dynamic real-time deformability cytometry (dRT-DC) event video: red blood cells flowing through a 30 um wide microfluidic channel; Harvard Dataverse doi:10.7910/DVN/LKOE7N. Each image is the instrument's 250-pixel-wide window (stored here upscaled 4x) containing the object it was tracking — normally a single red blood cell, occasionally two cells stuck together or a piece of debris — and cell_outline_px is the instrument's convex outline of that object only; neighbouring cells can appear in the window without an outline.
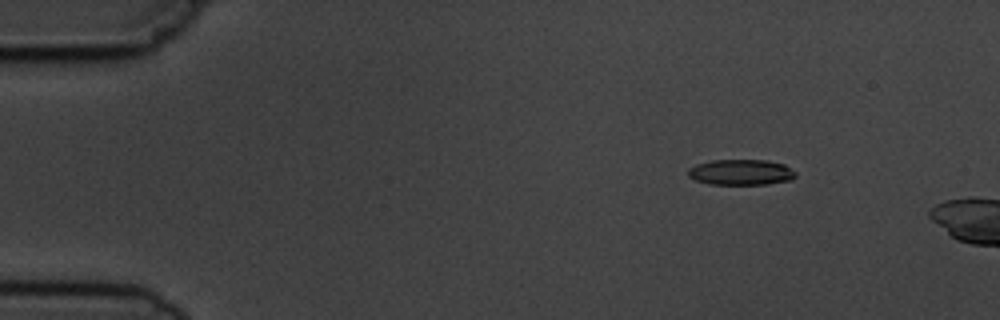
{"species": "common noctule bat (a hibernating species)", "species_latin": "Nyctalus noctula", "temperature_condition": "cold", "stored_images_in_passage": 5, "camera_frame_rate_fps": 3000, "um_per_image_px": 0.085, "animal": {"sex": "male", "body_mass_g": 19.5, "forearm_length_mm": 54.6}, "frame": {"image": 1, "passage_image": 3, "time_ms": 2.333, "image_size_px": [1000, 320], "cell_outline_px": [[796, 176], [792, 180], [768, 184], [708, 184], [696, 180], [688, 176], [688, 168], [696, 164], [712, 160], [768, 160], [784, 164], [796, 172]], "centroid_in_image_um": [62.99, 14.64], "position_along_channel_um": 22.0, "area_um2": 16.18}}